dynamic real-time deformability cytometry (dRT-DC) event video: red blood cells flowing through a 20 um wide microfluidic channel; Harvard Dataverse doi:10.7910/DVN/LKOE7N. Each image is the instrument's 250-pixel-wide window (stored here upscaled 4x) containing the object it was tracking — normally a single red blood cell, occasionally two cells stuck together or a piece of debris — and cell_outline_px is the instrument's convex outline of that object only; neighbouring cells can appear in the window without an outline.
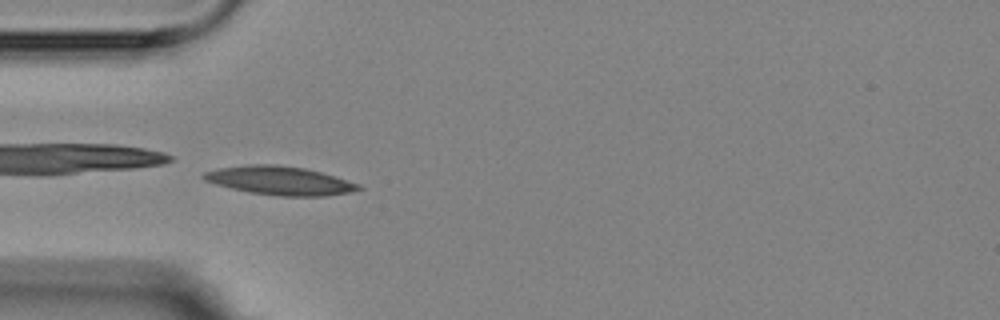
{"species": "Egyptian fruit bat (a non-hibernating species)", "species_latin": "Rousettus aegyptiacus", "temperature_condition": "room temperature", "stored_images_in_passage": 7, "camera_frame_rate_fps": 3000, "um_per_image_px": 0.085, "animal": {"sex": "female"}, "frame": {"image": 1, "passage_image": 6, "time_ms": 5.667, "image_size_px": [1000, 320], "cell_outline_px": [[364, 188], [348, 192], [328, 196], [280, 196], [248, 192], [216, 184], [204, 180], [200, 176], [204, 172], [220, 168], [248, 164], [276, 164], [304, 168], [320, 172], [360, 184]], "centroid_in_image_um": [23.77, 15.35], "position_along_channel_um": 61.2, "area_um2": 25.72}}